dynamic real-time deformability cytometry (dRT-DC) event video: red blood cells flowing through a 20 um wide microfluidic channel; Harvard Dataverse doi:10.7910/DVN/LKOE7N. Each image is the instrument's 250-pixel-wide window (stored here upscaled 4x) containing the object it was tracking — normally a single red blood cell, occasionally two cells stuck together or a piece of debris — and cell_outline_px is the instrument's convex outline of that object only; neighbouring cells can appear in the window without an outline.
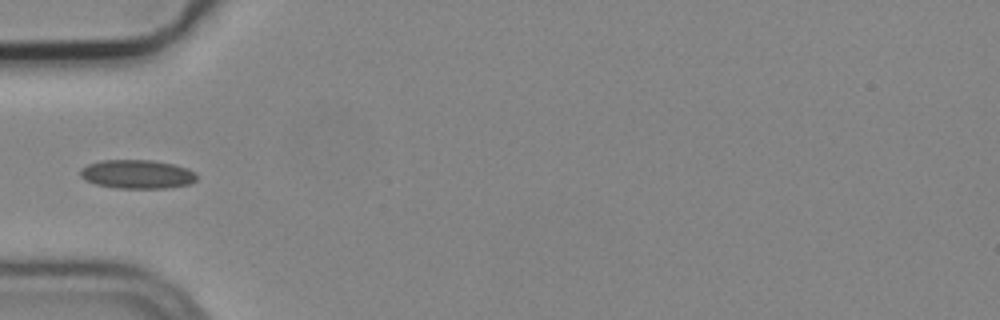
{"species": "common noctule bat (a hibernating species)", "species_latin": "Nyctalus noctula", "temperature_condition": "cold", "stored_images_in_passage": 2, "camera_frame_rate_fps": 3000, "um_per_image_px": 0.085, "animal": {"sex": "male", "body_mass_g": 19.2, "forearm_length_mm": 51.8}, "frame": {"image": 1, "passage_image": 1, "time_ms": 0.0, "image_size_px": [1000, 320], "cell_outline_px": [[196, 180], [188, 184], [168, 188], [116, 188], [96, 184], [84, 180], [80, 176], [80, 168], [88, 164], [100, 160], [152, 160], [172, 164], [188, 168], [196, 172]], "centroid_in_image_um": [11.64, 14.8], "position_along_channel_um": 73.4, "area_um2": 19.65}}
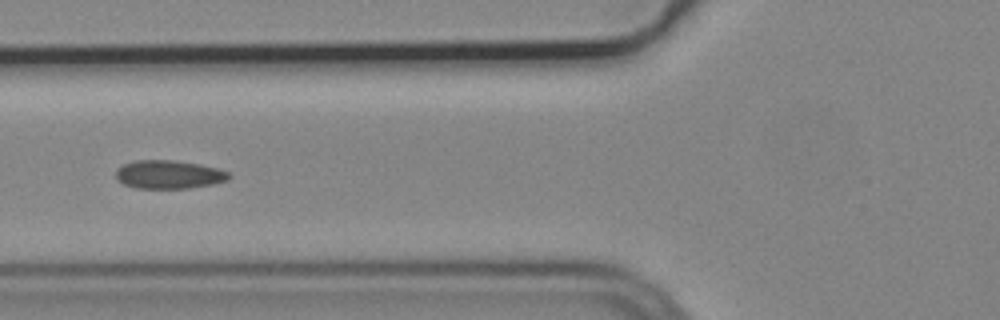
{"frame": {"image": 2, "passage_image": 2, "time_ms": 0.333, "image_size_px": [1000, 320], "cell_outline_px": [[232, 176], [228, 180], [212, 184], [188, 188], [136, 188], [124, 184], [116, 176], [116, 168], [124, 164], [136, 160], [172, 160], [200, 164], [216, 168], [228, 172]], "centroid_in_image_um": [14.36, 14.83], "position_along_channel_um": 111.4, "area_um2": 18.61}}